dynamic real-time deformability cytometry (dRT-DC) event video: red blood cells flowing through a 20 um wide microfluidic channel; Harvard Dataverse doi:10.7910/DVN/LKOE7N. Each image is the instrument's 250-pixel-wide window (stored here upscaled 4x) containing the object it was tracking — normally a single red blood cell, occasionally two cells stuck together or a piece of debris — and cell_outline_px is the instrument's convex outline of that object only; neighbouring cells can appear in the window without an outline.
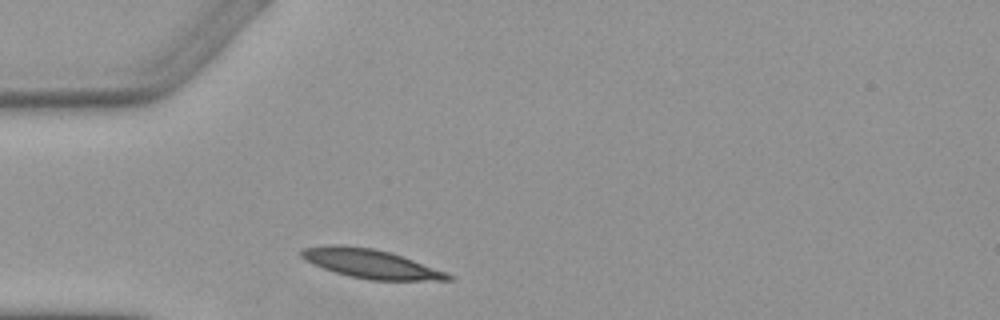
{"species": "Egyptian fruit bat (a non-hibernating species)", "species_latin": "Rousettus aegyptiacus", "temperature_condition": "warm", "stored_images_in_passage": 1, "camera_frame_rate_fps": 3000, "um_per_image_px": 0.085, "animal": {"sex": "female"}, "frame": {"image": 1, "passage_image": 1, "time_ms": 0.0, "image_size_px": [1000, 320], "cell_outline_px": [[456, 280], [368, 280], [348, 276], [312, 264], [304, 260], [300, 256], [300, 252], [304, 248], [328, 244], [336, 244], [372, 248], [388, 252], [448, 272], [456, 276]], "centroid_in_image_um": [31.52, 22.42], "position_along_channel_um": 53.5, "area_um2": 24.74}}